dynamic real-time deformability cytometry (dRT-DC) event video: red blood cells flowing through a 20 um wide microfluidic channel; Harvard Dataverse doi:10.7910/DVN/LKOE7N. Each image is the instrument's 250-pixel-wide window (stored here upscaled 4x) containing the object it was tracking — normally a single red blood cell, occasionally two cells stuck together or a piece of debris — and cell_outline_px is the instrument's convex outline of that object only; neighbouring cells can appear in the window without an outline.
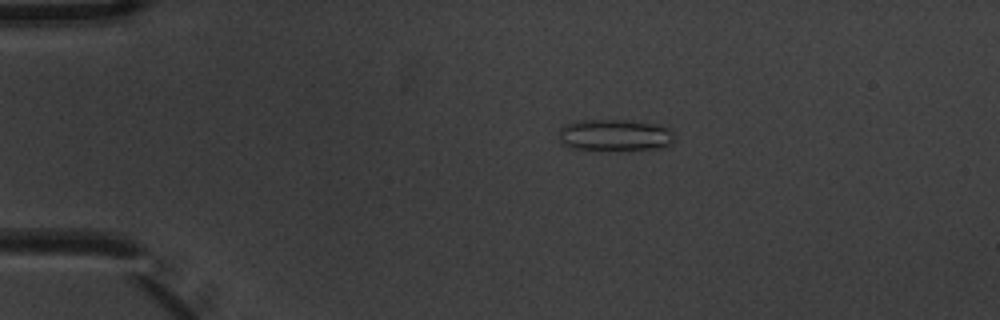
{"species": "common noctule bat (a hibernating species)", "species_latin": "Nyctalus noctula", "temperature_condition": "warm", "stored_images_in_passage": 9, "camera_frame_rate_fps": 3000, "um_per_image_px": 0.085, "animal": {"sex": "male", "body_mass_g": 20.1, "forearm_length_mm": 53.5}, "frame": {"image": 1, "passage_image": 4, "time_ms": 1.0, "image_size_px": [1000, 320], "cell_outline_px": [[676, 136], [664, 148], [620, 152], [608, 152], [572, 148], [560, 144], [560, 128], [564, 124], [572, 120], [624, 120], [656, 124], [668, 128]], "centroid_in_image_um": [52.23, 11.53], "position_along_channel_um": 32.8, "area_um2": 22.31}}
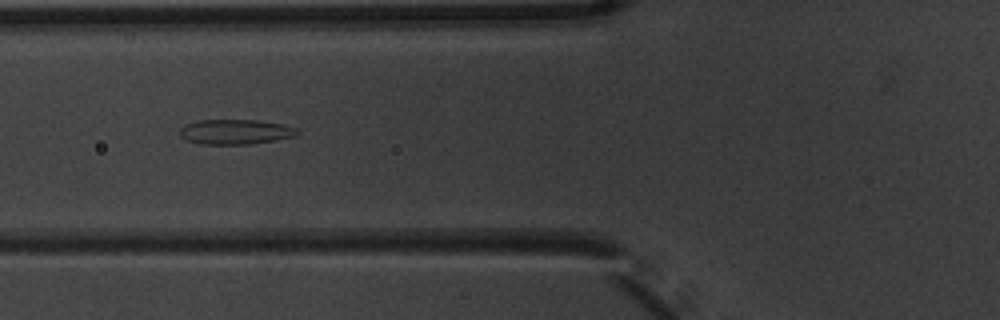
{"frame": {"image": 2, "passage_image": 7, "time_ms": 2.0, "image_size_px": [1000, 320], "cell_outline_px": [[300, 132], [296, 136], [276, 140], [248, 144], [200, 144], [184, 140], [180, 136], [180, 128], [184, 124], [196, 120], [256, 120], [284, 124], [296, 128]], "centroid_in_image_um": [19.98, 11.2], "position_along_channel_um": 105.8, "area_um2": 17.28}}
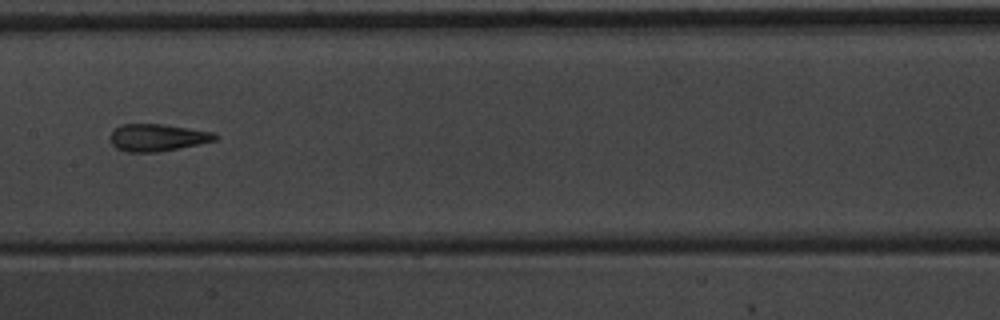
{"frame": {"image": 3, "passage_image": 9, "time_ms": 2.667, "image_size_px": [1000, 320], "cell_outline_px": [[220, 136], [216, 140], [156, 152], [124, 152], [116, 148], [108, 140], [108, 136], [120, 124], [164, 124], [216, 132]], "centroid_in_image_um": [13.35, 11.68], "position_along_channel_um": 194.0, "area_um2": 16.76}}